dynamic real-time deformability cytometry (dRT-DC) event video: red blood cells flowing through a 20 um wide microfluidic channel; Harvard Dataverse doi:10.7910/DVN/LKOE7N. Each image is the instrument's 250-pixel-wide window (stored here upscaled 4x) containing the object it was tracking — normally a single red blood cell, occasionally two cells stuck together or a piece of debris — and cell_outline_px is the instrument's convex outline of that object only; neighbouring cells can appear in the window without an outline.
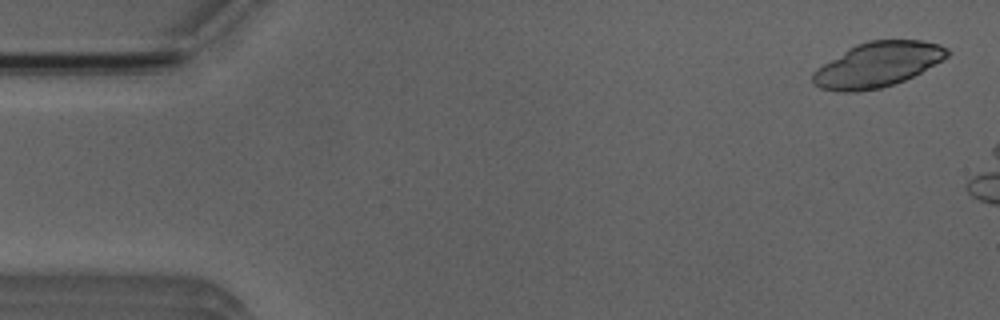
{"species": "Egyptian fruit bat (a non-hibernating species)", "species_latin": "Rousettus aegyptiacus", "temperature_condition": "room temperature", "stored_images_in_passage": 7, "camera_frame_rate_fps": 3000, "um_per_image_px": 0.085, "animal": {"sex": "male"}, "frame": {"image": 1, "passage_image": 2, "time_ms": 0.333, "image_size_px": [1000, 320], "cell_outline_px": [[952, 52], [948, 56], [920, 72], [904, 80], [880, 88], [856, 92], [840, 92], [820, 88], [812, 84], [812, 72], [816, 68], [848, 48], [856, 44], [868, 40], [924, 40], [940, 44], [948, 48]], "centroid_in_image_um": [74.57, 5.48], "position_along_channel_um": 10.4, "area_um2": 35.2}}